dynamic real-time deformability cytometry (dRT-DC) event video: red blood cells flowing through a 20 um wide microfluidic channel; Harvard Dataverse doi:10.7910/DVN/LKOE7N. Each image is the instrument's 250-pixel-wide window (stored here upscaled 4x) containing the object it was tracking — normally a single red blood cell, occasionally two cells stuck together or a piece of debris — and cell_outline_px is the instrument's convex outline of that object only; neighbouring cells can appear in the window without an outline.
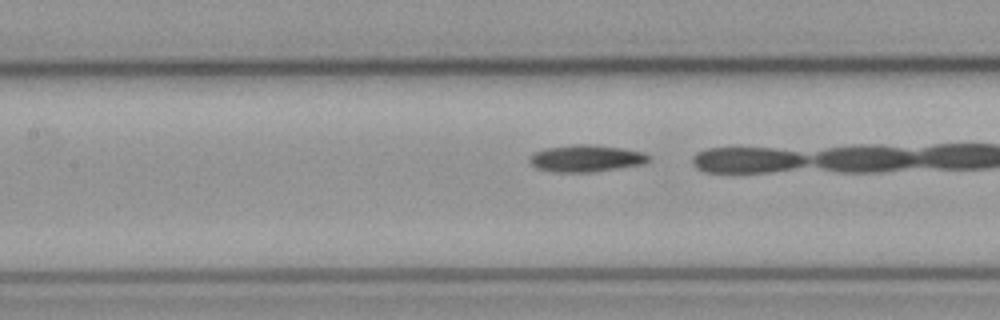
{"species": "common noctule bat (a hibernating species)", "species_latin": "Nyctalus noctula", "temperature_condition": "cold", "stored_images_in_passage": 13, "camera_frame_rate_fps": 3000, "um_per_image_px": 0.085, "animal": {"sex": "male", "body_mass_g": 23.1, "forearm_length_mm": 52.7}, "frame": {"image": 1, "passage_image": 8, "time_ms": 2.333, "image_size_px": [1000, 320], "cell_outline_px": [[652, 160], [644, 164], [592, 172], [552, 172], [536, 168], [528, 160], [536, 152], [544, 148], [572, 144], [592, 144], [620, 148], [644, 152], [652, 156]], "centroid_in_image_um": [49.86, 13.46], "position_along_channel_um": 157.5, "area_um2": 18.84}}